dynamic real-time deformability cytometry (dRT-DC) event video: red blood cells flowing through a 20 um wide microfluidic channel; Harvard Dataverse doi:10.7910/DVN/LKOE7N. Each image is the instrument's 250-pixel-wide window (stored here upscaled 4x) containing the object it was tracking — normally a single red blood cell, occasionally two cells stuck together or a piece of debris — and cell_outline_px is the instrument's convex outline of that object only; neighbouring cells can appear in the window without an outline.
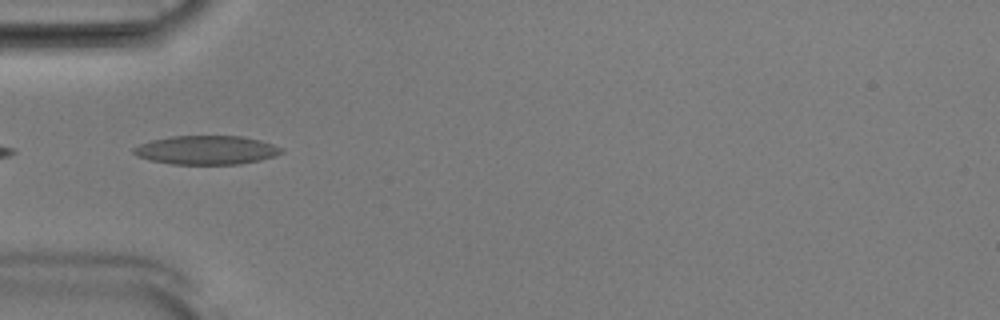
{"species": "Egyptian fruit bat (a non-hibernating species)", "species_latin": "Rousettus aegyptiacus", "temperature_condition": "room temperature", "stored_images_in_passage": 8, "camera_frame_rate_fps": 3000, "um_per_image_px": 0.085, "animal": {"sex": "male"}, "frame": {"image": 1, "passage_image": 2, "time_ms": 0.333, "image_size_px": [1000, 320], "cell_outline_px": [[284, 152], [276, 156], [260, 160], [240, 164], [172, 164], [148, 160], [136, 156], [132, 152], [132, 148], [140, 144], [152, 140], [172, 136], [240, 136], [260, 140], [284, 148]], "centroid_in_image_um": [17.55, 12.76], "position_along_channel_um": 67.5, "area_um2": 24.97}}
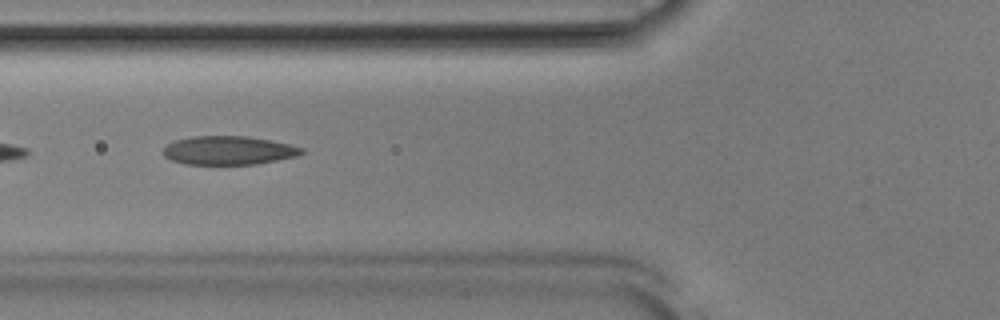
{"frame": {"image": 2, "passage_image": 5, "time_ms": 1.333, "image_size_px": [1000, 320], "cell_outline_px": [[304, 152], [296, 156], [256, 164], [184, 164], [172, 160], [164, 156], [160, 152], [172, 140], [192, 136], [248, 136], [288, 144], [304, 148]], "centroid_in_image_um": [19.37, 12.78], "position_along_channel_um": 106.4, "area_um2": 23.12}}